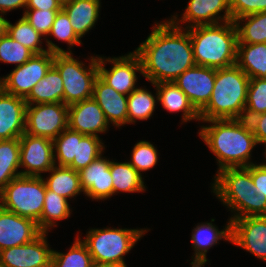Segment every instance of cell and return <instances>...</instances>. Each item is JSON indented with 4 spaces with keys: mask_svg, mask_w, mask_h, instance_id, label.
Segmentation results:
<instances>
[{
    "mask_svg": "<svg viewBox=\"0 0 266 267\" xmlns=\"http://www.w3.org/2000/svg\"><path fill=\"white\" fill-rule=\"evenodd\" d=\"M177 17L157 23L147 39L134 51L141 60V74L152 84L173 82L194 67L193 48L188 30L178 26Z\"/></svg>",
    "mask_w": 266,
    "mask_h": 267,
    "instance_id": "6da1fadb",
    "label": "cell"
},
{
    "mask_svg": "<svg viewBox=\"0 0 266 267\" xmlns=\"http://www.w3.org/2000/svg\"><path fill=\"white\" fill-rule=\"evenodd\" d=\"M205 122L212 125L201 127L199 135L217 156L218 171L253 164L249 161L250 153L258 143L247 120L213 119Z\"/></svg>",
    "mask_w": 266,
    "mask_h": 267,
    "instance_id": "7a4b0ae2",
    "label": "cell"
},
{
    "mask_svg": "<svg viewBox=\"0 0 266 267\" xmlns=\"http://www.w3.org/2000/svg\"><path fill=\"white\" fill-rule=\"evenodd\" d=\"M188 32L196 65L221 69L236 64L238 38L234 21L189 27Z\"/></svg>",
    "mask_w": 266,
    "mask_h": 267,
    "instance_id": "3957f363",
    "label": "cell"
},
{
    "mask_svg": "<svg viewBox=\"0 0 266 267\" xmlns=\"http://www.w3.org/2000/svg\"><path fill=\"white\" fill-rule=\"evenodd\" d=\"M250 78L236 64L216 69L214 88L200 120L243 119Z\"/></svg>",
    "mask_w": 266,
    "mask_h": 267,
    "instance_id": "277c9868",
    "label": "cell"
},
{
    "mask_svg": "<svg viewBox=\"0 0 266 267\" xmlns=\"http://www.w3.org/2000/svg\"><path fill=\"white\" fill-rule=\"evenodd\" d=\"M215 178L213 192L224 205L237 211L230 222L242 217L266 216V197L256 193L250 165L223 169Z\"/></svg>",
    "mask_w": 266,
    "mask_h": 267,
    "instance_id": "5b68a950",
    "label": "cell"
},
{
    "mask_svg": "<svg viewBox=\"0 0 266 267\" xmlns=\"http://www.w3.org/2000/svg\"><path fill=\"white\" fill-rule=\"evenodd\" d=\"M146 229H91L82 241L95 266L126 267L123 256L144 235Z\"/></svg>",
    "mask_w": 266,
    "mask_h": 267,
    "instance_id": "8992f818",
    "label": "cell"
},
{
    "mask_svg": "<svg viewBox=\"0 0 266 267\" xmlns=\"http://www.w3.org/2000/svg\"><path fill=\"white\" fill-rule=\"evenodd\" d=\"M46 185L43 177L13 178L0 192V206L15 214L34 220L40 229Z\"/></svg>",
    "mask_w": 266,
    "mask_h": 267,
    "instance_id": "52a82bcc",
    "label": "cell"
},
{
    "mask_svg": "<svg viewBox=\"0 0 266 267\" xmlns=\"http://www.w3.org/2000/svg\"><path fill=\"white\" fill-rule=\"evenodd\" d=\"M89 69L77 61L72 53H54L53 66L63 80V103L67 106L93 97L98 77V57H91Z\"/></svg>",
    "mask_w": 266,
    "mask_h": 267,
    "instance_id": "ba28073f",
    "label": "cell"
},
{
    "mask_svg": "<svg viewBox=\"0 0 266 267\" xmlns=\"http://www.w3.org/2000/svg\"><path fill=\"white\" fill-rule=\"evenodd\" d=\"M68 128V106L64 103H44L26 106L25 133L57 138Z\"/></svg>",
    "mask_w": 266,
    "mask_h": 267,
    "instance_id": "9c48e42d",
    "label": "cell"
},
{
    "mask_svg": "<svg viewBox=\"0 0 266 267\" xmlns=\"http://www.w3.org/2000/svg\"><path fill=\"white\" fill-rule=\"evenodd\" d=\"M54 53L34 54L21 66H16L8 76L0 78V88L11 95L26 98L34 85L45 77L53 65Z\"/></svg>",
    "mask_w": 266,
    "mask_h": 267,
    "instance_id": "30bf717a",
    "label": "cell"
},
{
    "mask_svg": "<svg viewBox=\"0 0 266 267\" xmlns=\"http://www.w3.org/2000/svg\"><path fill=\"white\" fill-rule=\"evenodd\" d=\"M20 167L23 176L41 177V172H49L56 164L53 140L24 133L20 138Z\"/></svg>",
    "mask_w": 266,
    "mask_h": 267,
    "instance_id": "8fae6325",
    "label": "cell"
},
{
    "mask_svg": "<svg viewBox=\"0 0 266 267\" xmlns=\"http://www.w3.org/2000/svg\"><path fill=\"white\" fill-rule=\"evenodd\" d=\"M105 61L113 63L111 70L104 68ZM136 71L142 72V64L135 52L106 60L98 57V76L120 94L128 96L136 89Z\"/></svg>",
    "mask_w": 266,
    "mask_h": 267,
    "instance_id": "7c38bea8",
    "label": "cell"
},
{
    "mask_svg": "<svg viewBox=\"0 0 266 267\" xmlns=\"http://www.w3.org/2000/svg\"><path fill=\"white\" fill-rule=\"evenodd\" d=\"M216 77V69L198 66L187 69L173 82L185 93L199 113L209 102Z\"/></svg>",
    "mask_w": 266,
    "mask_h": 267,
    "instance_id": "4fadbf2b",
    "label": "cell"
},
{
    "mask_svg": "<svg viewBox=\"0 0 266 267\" xmlns=\"http://www.w3.org/2000/svg\"><path fill=\"white\" fill-rule=\"evenodd\" d=\"M230 242L266 261V216L233 219Z\"/></svg>",
    "mask_w": 266,
    "mask_h": 267,
    "instance_id": "5bb4252c",
    "label": "cell"
},
{
    "mask_svg": "<svg viewBox=\"0 0 266 267\" xmlns=\"http://www.w3.org/2000/svg\"><path fill=\"white\" fill-rule=\"evenodd\" d=\"M46 233L32 242L0 251V263L7 267H51L53 250L49 249Z\"/></svg>",
    "mask_w": 266,
    "mask_h": 267,
    "instance_id": "9a60e30c",
    "label": "cell"
},
{
    "mask_svg": "<svg viewBox=\"0 0 266 267\" xmlns=\"http://www.w3.org/2000/svg\"><path fill=\"white\" fill-rule=\"evenodd\" d=\"M41 233L34 220L0 206V251L30 243Z\"/></svg>",
    "mask_w": 266,
    "mask_h": 267,
    "instance_id": "2e32d148",
    "label": "cell"
},
{
    "mask_svg": "<svg viewBox=\"0 0 266 267\" xmlns=\"http://www.w3.org/2000/svg\"><path fill=\"white\" fill-rule=\"evenodd\" d=\"M109 122L100 106L90 98L68 106V128L85 136L106 132Z\"/></svg>",
    "mask_w": 266,
    "mask_h": 267,
    "instance_id": "e0dca14e",
    "label": "cell"
},
{
    "mask_svg": "<svg viewBox=\"0 0 266 267\" xmlns=\"http://www.w3.org/2000/svg\"><path fill=\"white\" fill-rule=\"evenodd\" d=\"M26 106L25 98L0 88V140L20 138L25 133Z\"/></svg>",
    "mask_w": 266,
    "mask_h": 267,
    "instance_id": "ac0fdd59",
    "label": "cell"
},
{
    "mask_svg": "<svg viewBox=\"0 0 266 267\" xmlns=\"http://www.w3.org/2000/svg\"><path fill=\"white\" fill-rule=\"evenodd\" d=\"M110 163L100 156L79 171L81 188L88 197L103 200L113 195Z\"/></svg>",
    "mask_w": 266,
    "mask_h": 267,
    "instance_id": "d6986e66",
    "label": "cell"
},
{
    "mask_svg": "<svg viewBox=\"0 0 266 267\" xmlns=\"http://www.w3.org/2000/svg\"><path fill=\"white\" fill-rule=\"evenodd\" d=\"M225 11L223 17H216L221 11ZM224 22L232 21L231 10L229 6V0H190L186 11L183 13V17L179 22L189 24L188 27H194L199 25H214L219 24L220 20Z\"/></svg>",
    "mask_w": 266,
    "mask_h": 267,
    "instance_id": "ffe728a7",
    "label": "cell"
},
{
    "mask_svg": "<svg viewBox=\"0 0 266 267\" xmlns=\"http://www.w3.org/2000/svg\"><path fill=\"white\" fill-rule=\"evenodd\" d=\"M93 98L108 122L117 127L128 123L127 96L117 92L99 76L94 83Z\"/></svg>",
    "mask_w": 266,
    "mask_h": 267,
    "instance_id": "44dd1931",
    "label": "cell"
},
{
    "mask_svg": "<svg viewBox=\"0 0 266 267\" xmlns=\"http://www.w3.org/2000/svg\"><path fill=\"white\" fill-rule=\"evenodd\" d=\"M192 232V245L195 249V257L191 262L192 267H203L208 261L206 259V252L210 247L218 243L219 239L231 241V222L224 230L219 231L212 223L198 224Z\"/></svg>",
    "mask_w": 266,
    "mask_h": 267,
    "instance_id": "7402d4cb",
    "label": "cell"
},
{
    "mask_svg": "<svg viewBox=\"0 0 266 267\" xmlns=\"http://www.w3.org/2000/svg\"><path fill=\"white\" fill-rule=\"evenodd\" d=\"M100 0H70L63 3L76 35L81 39L94 25L99 16Z\"/></svg>",
    "mask_w": 266,
    "mask_h": 267,
    "instance_id": "603a6c76",
    "label": "cell"
},
{
    "mask_svg": "<svg viewBox=\"0 0 266 267\" xmlns=\"http://www.w3.org/2000/svg\"><path fill=\"white\" fill-rule=\"evenodd\" d=\"M63 93V80L58 70L52 65L45 77L33 86L25 101L27 105L63 103Z\"/></svg>",
    "mask_w": 266,
    "mask_h": 267,
    "instance_id": "cb8c5ba5",
    "label": "cell"
},
{
    "mask_svg": "<svg viewBox=\"0 0 266 267\" xmlns=\"http://www.w3.org/2000/svg\"><path fill=\"white\" fill-rule=\"evenodd\" d=\"M157 90V100L170 112L183 111V121L200 120L199 113L192 106L185 93L174 82L153 84Z\"/></svg>",
    "mask_w": 266,
    "mask_h": 267,
    "instance_id": "d4e9b609",
    "label": "cell"
},
{
    "mask_svg": "<svg viewBox=\"0 0 266 267\" xmlns=\"http://www.w3.org/2000/svg\"><path fill=\"white\" fill-rule=\"evenodd\" d=\"M236 65L250 79L266 78V43H237Z\"/></svg>",
    "mask_w": 266,
    "mask_h": 267,
    "instance_id": "484cf974",
    "label": "cell"
},
{
    "mask_svg": "<svg viewBox=\"0 0 266 267\" xmlns=\"http://www.w3.org/2000/svg\"><path fill=\"white\" fill-rule=\"evenodd\" d=\"M12 39L18 41L20 44L24 45L30 49L34 54H42L47 51L53 53H71L59 48L52 41L47 39L46 43L48 48L45 50L41 47V35L37 32L29 22L22 16L15 25H12L9 21L7 22V32ZM40 45V46H39Z\"/></svg>",
    "mask_w": 266,
    "mask_h": 267,
    "instance_id": "4316f807",
    "label": "cell"
},
{
    "mask_svg": "<svg viewBox=\"0 0 266 267\" xmlns=\"http://www.w3.org/2000/svg\"><path fill=\"white\" fill-rule=\"evenodd\" d=\"M52 174L46 180L44 179L46 188L64 198H73L80 192H84L80 185L79 171L69 167L57 166V164L49 171Z\"/></svg>",
    "mask_w": 266,
    "mask_h": 267,
    "instance_id": "83f0119b",
    "label": "cell"
},
{
    "mask_svg": "<svg viewBox=\"0 0 266 267\" xmlns=\"http://www.w3.org/2000/svg\"><path fill=\"white\" fill-rule=\"evenodd\" d=\"M20 167V139L0 140V192L15 177Z\"/></svg>",
    "mask_w": 266,
    "mask_h": 267,
    "instance_id": "f1b7e54d",
    "label": "cell"
},
{
    "mask_svg": "<svg viewBox=\"0 0 266 267\" xmlns=\"http://www.w3.org/2000/svg\"><path fill=\"white\" fill-rule=\"evenodd\" d=\"M110 173L113 179V195L119 192H142L145 190L142 175L129 162L111 161Z\"/></svg>",
    "mask_w": 266,
    "mask_h": 267,
    "instance_id": "f546056e",
    "label": "cell"
},
{
    "mask_svg": "<svg viewBox=\"0 0 266 267\" xmlns=\"http://www.w3.org/2000/svg\"><path fill=\"white\" fill-rule=\"evenodd\" d=\"M240 20L247 22L240 26ZM238 43H266V11L246 15L234 20Z\"/></svg>",
    "mask_w": 266,
    "mask_h": 267,
    "instance_id": "4dcf8cb0",
    "label": "cell"
},
{
    "mask_svg": "<svg viewBox=\"0 0 266 267\" xmlns=\"http://www.w3.org/2000/svg\"><path fill=\"white\" fill-rule=\"evenodd\" d=\"M68 199L46 188L44 205L40 217V231L47 233L55 221L70 217Z\"/></svg>",
    "mask_w": 266,
    "mask_h": 267,
    "instance_id": "1f68e13d",
    "label": "cell"
},
{
    "mask_svg": "<svg viewBox=\"0 0 266 267\" xmlns=\"http://www.w3.org/2000/svg\"><path fill=\"white\" fill-rule=\"evenodd\" d=\"M155 98L148 90L136 87L127 96L128 123L149 119L155 109Z\"/></svg>",
    "mask_w": 266,
    "mask_h": 267,
    "instance_id": "d6a6232c",
    "label": "cell"
},
{
    "mask_svg": "<svg viewBox=\"0 0 266 267\" xmlns=\"http://www.w3.org/2000/svg\"><path fill=\"white\" fill-rule=\"evenodd\" d=\"M51 267H95V265L87 246L77 237L68 253L53 250Z\"/></svg>",
    "mask_w": 266,
    "mask_h": 267,
    "instance_id": "836d02e7",
    "label": "cell"
},
{
    "mask_svg": "<svg viewBox=\"0 0 266 267\" xmlns=\"http://www.w3.org/2000/svg\"><path fill=\"white\" fill-rule=\"evenodd\" d=\"M85 135L65 129L57 138L53 140L54 153L58 159V166L68 167L73 161H77V140H81Z\"/></svg>",
    "mask_w": 266,
    "mask_h": 267,
    "instance_id": "e575fe53",
    "label": "cell"
},
{
    "mask_svg": "<svg viewBox=\"0 0 266 267\" xmlns=\"http://www.w3.org/2000/svg\"><path fill=\"white\" fill-rule=\"evenodd\" d=\"M266 112V78L249 80L247 101L243 119L249 120L252 116Z\"/></svg>",
    "mask_w": 266,
    "mask_h": 267,
    "instance_id": "d590c367",
    "label": "cell"
},
{
    "mask_svg": "<svg viewBox=\"0 0 266 267\" xmlns=\"http://www.w3.org/2000/svg\"><path fill=\"white\" fill-rule=\"evenodd\" d=\"M96 136H84L77 140V161H73L68 167L80 171L102 155L104 145Z\"/></svg>",
    "mask_w": 266,
    "mask_h": 267,
    "instance_id": "8d00e7d4",
    "label": "cell"
},
{
    "mask_svg": "<svg viewBox=\"0 0 266 267\" xmlns=\"http://www.w3.org/2000/svg\"><path fill=\"white\" fill-rule=\"evenodd\" d=\"M33 55L30 49L12 39L7 33L0 38V61L21 66Z\"/></svg>",
    "mask_w": 266,
    "mask_h": 267,
    "instance_id": "74e56055",
    "label": "cell"
},
{
    "mask_svg": "<svg viewBox=\"0 0 266 267\" xmlns=\"http://www.w3.org/2000/svg\"><path fill=\"white\" fill-rule=\"evenodd\" d=\"M130 165L141 175V171H146L155 166L158 161L157 150L148 141L138 142L132 151Z\"/></svg>",
    "mask_w": 266,
    "mask_h": 267,
    "instance_id": "f35d334b",
    "label": "cell"
},
{
    "mask_svg": "<svg viewBox=\"0 0 266 267\" xmlns=\"http://www.w3.org/2000/svg\"><path fill=\"white\" fill-rule=\"evenodd\" d=\"M48 35L67 42L69 46L81 44L80 38L74 32L69 17L63 9L58 11Z\"/></svg>",
    "mask_w": 266,
    "mask_h": 267,
    "instance_id": "ab89813d",
    "label": "cell"
},
{
    "mask_svg": "<svg viewBox=\"0 0 266 267\" xmlns=\"http://www.w3.org/2000/svg\"><path fill=\"white\" fill-rule=\"evenodd\" d=\"M58 11L25 10L23 17L41 35L47 36L54 23Z\"/></svg>",
    "mask_w": 266,
    "mask_h": 267,
    "instance_id": "60d3db41",
    "label": "cell"
},
{
    "mask_svg": "<svg viewBox=\"0 0 266 267\" xmlns=\"http://www.w3.org/2000/svg\"><path fill=\"white\" fill-rule=\"evenodd\" d=\"M232 21L237 18L266 11V0H229Z\"/></svg>",
    "mask_w": 266,
    "mask_h": 267,
    "instance_id": "b9f144b4",
    "label": "cell"
},
{
    "mask_svg": "<svg viewBox=\"0 0 266 267\" xmlns=\"http://www.w3.org/2000/svg\"><path fill=\"white\" fill-rule=\"evenodd\" d=\"M250 174L256 187V193L266 197V164L250 165Z\"/></svg>",
    "mask_w": 266,
    "mask_h": 267,
    "instance_id": "7bdbcfd3",
    "label": "cell"
},
{
    "mask_svg": "<svg viewBox=\"0 0 266 267\" xmlns=\"http://www.w3.org/2000/svg\"><path fill=\"white\" fill-rule=\"evenodd\" d=\"M257 143L266 144V112L252 116L248 120ZM266 147V145H265Z\"/></svg>",
    "mask_w": 266,
    "mask_h": 267,
    "instance_id": "ee69618b",
    "label": "cell"
},
{
    "mask_svg": "<svg viewBox=\"0 0 266 267\" xmlns=\"http://www.w3.org/2000/svg\"><path fill=\"white\" fill-rule=\"evenodd\" d=\"M62 6L59 0H27L26 9L60 11Z\"/></svg>",
    "mask_w": 266,
    "mask_h": 267,
    "instance_id": "f6af8a7d",
    "label": "cell"
},
{
    "mask_svg": "<svg viewBox=\"0 0 266 267\" xmlns=\"http://www.w3.org/2000/svg\"><path fill=\"white\" fill-rule=\"evenodd\" d=\"M26 5L27 0H0V13L4 14L19 7H26Z\"/></svg>",
    "mask_w": 266,
    "mask_h": 267,
    "instance_id": "bcb514c9",
    "label": "cell"
},
{
    "mask_svg": "<svg viewBox=\"0 0 266 267\" xmlns=\"http://www.w3.org/2000/svg\"><path fill=\"white\" fill-rule=\"evenodd\" d=\"M7 22L8 20L5 19L2 14H0V38L7 32Z\"/></svg>",
    "mask_w": 266,
    "mask_h": 267,
    "instance_id": "7dc6e473",
    "label": "cell"
},
{
    "mask_svg": "<svg viewBox=\"0 0 266 267\" xmlns=\"http://www.w3.org/2000/svg\"><path fill=\"white\" fill-rule=\"evenodd\" d=\"M62 4L70 0H59Z\"/></svg>",
    "mask_w": 266,
    "mask_h": 267,
    "instance_id": "c3c4849f",
    "label": "cell"
},
{
    "mask_svg": "<svg viewBox=\"0 0 266 267\" xmlns=\"http://www.w3.org/2000/svg\"><path fill=\"white\" fill-rule=\"evenodd\" d=\"M0 267H7V266H5L4 264L0 263Z\"/></svg>",
    "mask_w": 266,
    "mask_h": 267,
    "instance_id": "681fc988",
    "label": "cell"
}]
</instances>
